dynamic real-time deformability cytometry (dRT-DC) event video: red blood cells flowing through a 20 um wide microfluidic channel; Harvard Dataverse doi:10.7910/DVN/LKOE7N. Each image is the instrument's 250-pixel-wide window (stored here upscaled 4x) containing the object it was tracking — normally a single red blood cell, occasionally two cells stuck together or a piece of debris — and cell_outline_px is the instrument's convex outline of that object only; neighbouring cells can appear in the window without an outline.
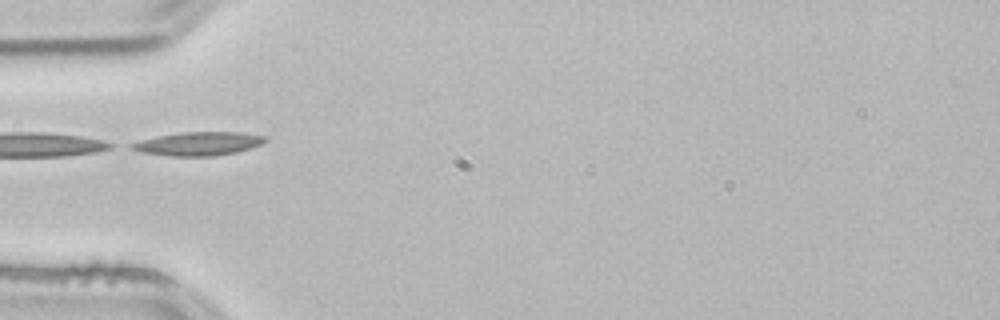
{"species": "common noctule bat (a hibernating species)", "species_latin": "Nyctalus noctula", "temperature_condition": "room temperature", "stored_images_in_passage": 5, "segment_of_instrument_passage": [2, 2], "camera_frame_rate_fps": 3000, "um_per_image_px": 0.085, "animal": {"sex": "male", "body_mass_g": 21.5, "forearm_length_mm": 52.0}, "frame": {"image": 1, "passage_image": 4, "time_ms": 1.0, "image_size_px": [1000, 320], "cell_outline_px": [[268, 140], [260, 144], [236, 152], [212, 156], [168, 156], [140, 152], [128, 148], [128, 144], [140, 140], [160, 136], [184, 132], [244, 132], [264, 136]], "centroid_in_image_um": [16.82, 12.22], "position_along_channel_um": 68.2, "area_um2": 18.26}}